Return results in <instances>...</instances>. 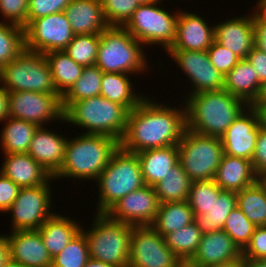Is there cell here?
I'll list each match as a JSON object with an SVG mask.
<instances>
[{"mask_svg": "<svg viewBox=\"0 0 266 267\" xmlns=\"http://www.w3.org/2000/svg\"><path fill=\"white\" fill-rule=\"evenodd\" d=\"M72 0H29L27 25L40 17L63 12Z\"/></svg>", "mask_w": 266, "mask_h": 267, "instance_id": "obj_46", "label": "cell"}, {"mask_svg": "<svg viewBox=\"0 0 266 267\" xmlns=\"http://www.w3.org/2000/svg\"><path fill=\"white\" fill-rule=\"evenodd\" d=\"M90 259L88 242L80 231L63 249L52 258L51 267H85Z\"/></svg>", "mask_w": 266, "mask_h": 267, "instance_id": "obj_39", "label": "cell"}, {"mask_svg": "<svg viewBox=\"0 0 266 267\" xmlns=\"http://www.w3.org/2000/svg\"><path fill=\"white\" fill-rule=\"evenodd\" d=\"M242 257L266 259V226H256L249 244L242 251Z\"/></svg>", "mask_w": 266, "mask_h": 267, "instance_id": "obj_48", "label": "cell"}, {"mask_svg": "<svg viewBox=\"0 0 266 267\" xmlns=\"http://www.w3.org/2000/svg\"><path fill=\"white\" fill-rule=\"evenodd\" d=\"M7 234L9 260L24 267H51L52 257L39 230L11 231Z\"/></svg>", "mask_w": 266, "mask_h": 267, "instance_id": "obj_18", "label": "cell"}, {"mask_svg": "<svg viewBox=\"0 0 266 267\" xmlns=\"http://www.w3.org/2000/svg\"><path fill=\"white\" fill-rule=\"evenodd\" d=\"M237 206L254 225L266 226V180L237 192Z\"/></svg>", "mask_w": 266, "mask_h": 267, "instance_id": "obj_33", "label": "cell"}, {"mask_svg": "<svg viewBox=\"0 0 266 267\" xmlns=\"http://www.w3.org/2000/svg\"><path fill=\"white\" fill-rule=\"evenodd\" d=\"M68 137L48 131L44 126L35 130L28 154L54 177L62 167Z\"/></svg>", "mask_w": 266, "mask_h": 267, "instance_id": "obj_20", "label": "cell"}, {"mask_svg": "<svg viewBox=\"0 0 266 267\" xmlns=\"http://www.w3.org/2000/svg\"><path fill=\"white\" fill-rule=\"evenodd\" d=\"M180 262L151 225L133 226L128 267H177Z\"/></svg>", "mask_w": 266, "mask_h": 267, "instance_id": "obj_12", "label": "cell"}, {"mask_svg": "<svg viewBox=\"0 0 266 267\" xmlns=\"http://www.w3.org/2000/svg\"><path fill=\"white\" fill-rule=\"evenodd\" d=\"M253 66L258 75L260 83L266 81V53L255 46L246 58Z\"/></svg>", "mask_w": 266, "mask_h": 267, "instance_id": "obj_50", "label": "cell"}, {"mask_svg": "<svg viewBox=\"0 0 266 267\" xmlns=\"http://www.w3.org/2000/svg\"><path fill=\"white\" fill-rule=\"evenodd\" d=\"M119 147V140L101 134L82 133L68 138L62 167L54 179H92L95 182Z\"/></svg>", "mask_w": 266, "mask_h": 267, "instance_id": "obj_3", "label": "cell"}, {"mask_svg": "<svg viewBox=\"0 0 266 267\" xmlns=\"http://www.w3.org/2000/svg\"><path fill=\"white\" fill-rule=\"evenodd\" d=\"M255 228L256 225L245 216L238 206L230 212L223 226V230L232 238L241 251L249 244Z\"/></svg>", "mask_w": 266, "mask_h": 267, "instance_id": "obj_42", "label": "cell"}, {"mask_svg": "<svg viewBox=\"0 0 266 267\" xmlns=\"http://www.w3.org/2000/svg\"><path fill=\"white\" fill-rule=\"evenodd\" d=\"M53 179L42 185L20 188L18 196L6 211L12 214L11 231L38 230L55 214L50 207L53 194L50 185Z\"/></svg>", "mask_w": 266, "mask_h": 267, "instance_id": "obj_11", "label": "cell"}, {"mask_svg": "<svg viewBox=\"0 0 266 267\" xmlns=\"http://www.w3.org/2000/svg\"><path fill=\"white\" fill-rule=\"evenodd\" d=\"M237 206V192L222 191L214 199L209 211L202 215H194V222L202 234L223 230L227 216Z\"/></svg>", "mask_w": 266, "mask_h": 267, "instance_id": "obj_34", "label": "cell"}, {"mask_svg": "<svg viewBox=\"0 0 266 267\" xmlns=\"http://www.w3.org/2000/svg\"><path fill=\"white\" fill-rule=\"evenodd\" d=\"M0 135V145L4 154L28 153L32 136L37 125L22 119L7 117Z\"/></svg>", "mask_w": 266, "mask_h": 267, "instance_id": "obj_31", "label": "cell"}, {"mask_svg": "<svg viewBox=\"0 0 266 267\" xmlns=\"http://www.w3.org/2000/svg\"><path fill=\"white\" fill-rule=\"evenodd\" d=\"M0 83L7 92L59 94L45 54L26 49L0 70Z\"/></svg>", "mask_w": 266, "mask_h": 267, "instance_id": "obj_8", "label": "cell"}, {"mask_svg": "<svg viewBox=\"0 0 266 267\" xmlns=\"http://www.w3.org/2000/svg\"><path fill=\"white\" fill-rule=\"evenodd\" d=\"M129 110L99 95L75 101L63 111L65 123L85 129L84 134H101L121 141Z\"/></svg>", "mask_w": 266, "mask_h": 267, "instance_id": "obj_4", "label": "cell"}, {"mask_svg": "<svg viewBox=\"0 0 266 267\" xmlns=\"http://www.w3.org/2000/svg\"><path fill=\"white\" fill-rule=\"evenodd\" d=\"M128 75V76H127ZM129 74L103 72L100 95L112 102L125 106L129 111L134 109L146 96L133 90Z\"/></svg>", "mask_w": 266, "mask_h": 267, "instance_id": "obj_29", "label": "cell"}, {"mask_svg": "<svg viewBox=\"0 0 266 267\" xmlns=\"http://www.w3.org/2000/svg\"><path fill=\"white\" fill-rule=\"evenodd\" d=\"M263 113L248 106L221 137L224 154L252 160Z\"/></svg>", "mask_w": 266, "mask_h": 267, "instance_id": "obj_17", "label": "cell"}, {"mask_svg": "<svg viewBox=\"0 0 266 267\" xmlns=\"http://www.w3.org/2000/svg\"><path fill=\"white\" fill-rule=\"evenodd\" d=\"M213 180L223 191L239 192L258 178L250 160L224 154Z\"/></svg>", "mask_w": 266, "mask_h": 267, "instance_id": "obj_25", "label": "cell"}, {"mask_svg": "<svg viewBox=\"0 0 266 267\" xmlns=\"http://www.w3.org/2000/svg\"><path fill=\"white\" fill-rule=\"evenodd\" d=\"M191 179L178 162L154 188L160 204L188 200Z\"/></svg>", "mask_w": 266, "mask_h": 267, "instance_id": "obj_35", "label": "cell"}, {"mask_svg": "<svg viewBox=\"0 0 266 267\" xmlns=\"http://www.w3.org/2000/svg\"><path fill=\"white\" fill-rule=\"evenodd\" d=\"M245 267H266V259L245 258Z\"/></svg>", "mask_w": 266, "mask_h": 267, "instance_id": "obj_57", "label": "cell"}, {"mask_svg": "<svg viewBox=\"0 0 266 267\" xmlns=\"http://www.w3.org/2000/svg\"><path fill=\"white\" fill-rule=\"evenodd\" d=\"M186 128L185 104L179 109L172 108L145 97L129 111L120 147L138 153L178 145Z\"/></svg>", "mask_w": 266, "mask_h": 267, "instance_id": "obj_1", "label": "cell"}, {"mask_svg": "<svg viewBox=\"0 0 266 267\" xmlns=\"http://www.w3.org/2000/svg\"><path fill=\"white\" fill-rule=\"evenodd\" d=\"M2 267H24L18 263L8 260Z\"/></svg>", "mask_w": 266, "mask_h": 267, "instance_id": "obj_60", "label": "cell"}, {"mask_svg": "<svg viewBox=\"0 0 266 267\" xmlns=\"http://www.w3.org/2000/svg\"><path fill=\"white\" fill-rule=\"evenodd\" d=\"M177 267H201V266H197L192 264L190 261H181Z\"/></svg>", "mask_w": 266, "mask_h": 267, "instance_id": "obj_59", "label": "cell"}, {"mask_svg": "<svg viewBox=\"0 0 266 267\" xmlns=\"http://www.w3.org/2000/svg\"><path fill=\"white\" fill-rule=\"evenodd\" d=\"M254 46L266 53V22L253 12Z\"/></svg>", "mask_w": 266, "mask_h": 267, "instance_id": "obj_51", "label": "cell"}, {"mask_svg": "<svg viewBox=\"0 0 266 267\" xmlns=\"http://www.w3.org/2000/svg\"><path fill=\"white\" fill-rule=\"evenodd\" d=\"M29 0H0L1 16L8 23L25 28L27 26Z\"/></svg>", "mask_w": 266, "mask_h": 267, "instance_id": "obj_45", "label": "cell"}, {"mask_svg": "<svg viewBox=\"0 0 266 267\" xmlns=\"http://www.w3.org/2000/svg\"><path fill=\"white\" fill-rule=\"evenodd\" d=\"M167 54L190 80L189 95L223 89L224 76L211 64L207 50H167Z\"/></svg>", "mask_w": 266, "mask_h": 267, "instance_id": "obj_15", "label": "cell"}, {"mask_svg": "<svg viewBox=\"0 0 266 267\" xmlns=\"http://www.w3.org/2000/svg\"><path fill=\"white\" fill-rule=\"evenodd\" d=\"M249 106L261 113L266 111V81L260 84L258 94Z\"/></svg>", "mask_w": 266, "mask_h": 267, "instance_id": "obj_52", "label": "cell"}, {"mask_svg": "<svg viewBox=\"0 0 266 267\" xmlns=\"http://www.w3.org/2000/svg\"><path fill=\"white\" fill-rule=\"evenodd\" d=\"M0 172L20 188L42 185L52 176L28 153L4 154Z\"/></svg>", "mask_w": 266, "mask_h": 267, "instance_id": "obj_23", "label": "cell"}, {"mask_svg": "<svg viewBox=\"0 0 266 267\" xmlns=\"http://www.w3.org/2000/svg\"><path fill=\"white\" fill-rule=\"evenodd\" d=\"M214 41L246 59L254 47L253 12L214 24Z\"/></svg>", "mask_w": 266, "mask_h": 267, "instance_id": "obj_21", "label": "cell"}, {"mask_svg": "<svg viewBox=\"0 0 266 267\" xmlns=\"http://www.w3.org/2000/svg\"><path fill=\"white\" fill-rule=\"evenodd\" d=\"M161 1L139 5L123 27L143 45L158 44L167 51L175 41L179 12L160 8Z\"/></svg>", "mask_w": 266, "mask_h": 267, "instance_id": "obj_10", "label": "cell"}, {"mask_svg": "<svg viewBox=\"0 0 266 267\" xmlns=\"http://www.w3.org/2000/svg\"><path fill=\"white\" fill-rule=\"evenodd\" d=\"M159 206L155 188L145 184L117 201L106 214L113 220L133 226L152 225Z\"/></svg>", "mask_w": 266, "mask_h": 267, "instance_id": "obj_16", "label": "cell"}, {"mask_svg": "<svg viewBox=\"0 0 266 267\" xmlns=\"http://www.w3.org/2000/svg\"><path fill=\"white\" fill-rule=\"evenodd\" d=\"M144 45L124 27L108 26L100 33L95 65L103 72L142 74L148 70Z\"/></svg>", "mask_w": 266, "mask_h": 267, "instance_id": "obj_5", "label": "cell"}, {"mask_svg": "<svg viewBox=\"0 0 266 267\" xmlns=\"http://www.w3.org/2000/svg\"><path fill=\"white\" fill-rule=\"evenodd\" d=\"M57 92L63 96L82 76L84 66L77 64L64 50L45 54Z\"/></svg>", "mask_w": 266, "mask_h": 267, "instance_id": "obj_30", "label": "cell"}, {"mask_svg": "<svg viewBox=\"0 0 266 267\" xmlns=\"http://www.w3.org/2000/svg\"><path fill=\"white\" fill-rule=\"evenodd\" d=\"M91 229L85 234L90 258L116 267H128L133 225L111 219L106 213L94 215Z\"/></svg>", "mask_w": 266, "mask_h": 267, "instance_id": "obj_7", "label": "cell"}, {"mask_svg": "<svg viewBox=\"0 0 266 267\" xmlns=\"http://www.w3.org/2000/svg\"><path fill=\"white\" fill-rule=\"evenodd\" d=\"M136 154L145 184L153 187L179 162L178 145L140 151Z\"/></svg>", "mask_w": 266, "mask_h": 267, "instance_id": "obj_26", "label": "cell"}, {"mask_svg": "<svg viewBox=\"0 0 266 267\" xmlns=\"http://www.w3.org/2000/svg\"><path fill=\"white\" fill-rule=\"evenodd\" d=\"M138 3H139V5H141V4H148V3H151V2H153V1H155V0H136Z\"/></svg>", "mask_w": 266, "mask_h": 267, "instance_id": "obj_61", "label": "cell"}, {"mask_svg": "<svg viewBox=\"0 0 266 267\" xmlns=\"http://www.w3.org/2000/svg\"><path fill=\"white\" fill-rule=\"evenodd\" d=\"M96 183L99 201L95 212L106 213L121 198L145 185L137 154L119 147Z\"/></svg>", "mask_w": 266, "mask_h": 267, "instance_id": "obj_6", "label": "cell"}, {"mask_svg": "<svg viewBox=\"0 0 266 267\" xmlns=\"http://www.w3.org/2000/svg\"><path fill=\"white\" fill-rule=\"evenodd\" d=\"M20 187L0 172V212L6 211L18 196Z\"/></svg>", "mask_w": 266, "mask_h": 267, "instance_id": "obj_49", "label": "cell"}, {"mask_svg": "<svg viewBox=\"0 0 266 267\" xmlns=\"http://www.w3.org/2000/svg\"><path fill=\"white\" fill-rule=\"evenodd\" d=\"M183 103L187 129L206 136L222 137L226 129L249 106L225 89L188 95Z\"/></svg>", "mask_w": 266, "mask_h": 267, "instance_id": "obj_2", "label": "cell"}, {"mask_svg": "<svg viewBox=\"0 0 266 267\" xmlns=\"http://www.w3.org/2000/svg\"><path fill=\"white\" fill-rule=\"evenodd\" d=\"M8 117V92L0 84V121Z\"/></svg>", "mask_w": 266, "mask_h": 267, "instance_id": "obj_53", "label": "cell"}, {"mask_svg": "<svg viewBox=\"0 0 266 267\" xmlns=\"http://www.w3.org/2000/svg\"><path fill=\"white\" fill-rule=\"evenodd\" d=\"M100 2L108 26L123 27L139 6L136 0H100Z\"/></svg>", "mask_w": 266, "mask_h": 267, "instance_id": "obj_43", "label": "cell"}, {"mask_svg": "<svg viewBox=\"0 0 266 267\" xmlns=\"http://www.w3.org/2000/svg\"><path fill=\"white\" fill-rule=\"evenodd\" d=\"M178 151L179 162L192 182L214 179L224 155L220 137L201 135L187 128Z\"/></svg>", "mask_w": 266, "mask_h": 267, "instance_id": "obj_9", "label": "cell"}, {"mask_svg": "<svg viewBox=\"0 0 266 267\" xmlns=\"http://www.w3.org/2000/svg\"><path fill=\"white\" fill-rule=\"evenodd\" d=\"M256 9L253 7V12L263 21L266 22V0H257Z\"/></svg>", "mask_w": 266, "mask_h": 267, "instance_id": "obj_55", "label": "cell"}, {"mask_svg": "<svg viewBox=\"0 0 266 267\" xmlns=\"http://www.w3.org/2000/svg\"><path fill=\"white\" fill-rule=\"evenodd\" d=\"M9 260V249L7 242V235L0 234V267H2Z\"/></svg>", "mask_w": 266, "mask_h": 267, "instance_id": "obj_54", "label": "cell"}, {"mask_svg": "<svg viewBox=\"0 0 266 267\" xmlns=\"http://www.w3.org/2000/svg\"><path fill=\"white\" fill-rule=\"evenodd\" d=\"M252 165L258 179L266 180V124L262 119L256 141Z\"/></svg>", "mask_w": 266, "mask_h": 267, "instance_id": "obj_47", "label": "cell"}, {"mask_svg": "<svg viewBox=\"0 0 266 267\" xmlns=\"http://www.w3.org/2000/svg\"><path fill=\"white\" fill-rule=\"evenodd\" d=\"M211 64L225 76L241 60L231 50L213 41L207 50Z\"/></svg>", "mask_w": 266, "mask_h": 267, "instance_id": "obj_44", "label": "cell"}, {"mask_svg": "<svg viewBox=\"0 0 266 267\" xmlns=\"http://www.w3.org/2000/svg\"><path fill=\"white\" fill-rule=\"evenodd\" d=\"M25 49L24 28L0 22V70Z\"/></svg>", "mask_w": 266, "mask_h": 267, "instance_id": "obj_38", "label": "cell"}, {"mask_svg": "<svg viewBox=\"0 0 266 267\" xmlns=\"http://www.w3.org/2000/svg\"><path fill=\"white\" fill-rule=\"evenodd\" d=\"M180 10L175 41L168 50H208L214 41V25L209 26L199 14Z\"/></svg>", "mask_w": 266, "mask_h": 267, "instance_id": "obj_19", "label": "cell"}, {"mask_svg": "<svg viewBox=\"0 0 266 267\" xmlns=\"http://www.w3.org/2000/svg\"><path fill=\"white\" fill-rule=\"evenodd\" d=\"M263 120H264V123L266 124V111L263 112Z\"/></svg>", "mask_w": 266, "mask_h": 267, "instance_id": "obj_62", "label": "cell"}, {"mask_svg": "<svg viewBox=\"0 0 266 267\" xmlns=\"http://www.w3.org/2000/svg\"><path fill=\"white\" fill-rule=\"evenodd\" d=\"M194 221V213L187 200L160 204L155 222L151 225L159 234H167Z\"/></svg>", "mask_w": 266, "mask_h": 267, "instance_id": "obj_32", "label": "cell"}, {"mask_svg": "<svg viewBox=\"0 0 266 267\" xmlns=\"http://www.w3.org/2000/svg\"><path fill=\"white\" fill-rule=\"evenodd\" d=\"M202 235L201 229L193 221L167 234L164 239L166 245L181 261H190L198 249Z\"/></svg>", "mask_w": 266, "mask_h": 267, "instance_id": "obj_37", "label": "cell"}, {"mask_svg": "<svg viewBox=\"0 0 266 267\" xmlns=\"http://www.w3.org/2000/svg\"><path fill=\"white\" fill-rule=\"evenodd\" d=\"M209 267H245V258L241 257L237 260H233L231 262L212 265Z\"/></svg>", "mask_w": 266, "mask_h": 267, "instance_id": "obj_56", "label": "cell"}, {"mask_svg": "<svg viewBox=\"0 0 266 267\" xmlns=\"http://www.w3.org/2000/svg\"><path fill=\"white\" fill-rule=\"evenodd\" d=\"M103 71L96 65L84 67L82 76L62 96L63 111L73 102L99 96Z\"/></svg>", "mask_w": 266, "mask_h": 267, "instance_id": "obj_36", "label": "cell"}, {"mask_svg": "<svg viewBox=\"0 0 266 267\" xmlns=\"http://www.w3.org/2000/svg\"><path fill=\"white\" fill-rule=\"evenodd\" d=\"M242 257V251L224 231L202 235L198 249L190 262L201 267L222 264Z\"/></svg>", "mask_w": 266, "mask_h": 267, "instance_id": "obj_22", "label": "cell"}, {"mask_svg": "<svg viewBox=\"0 0 266 267\" xmlns=\"http://www.w3.org/2000/svg\"><path fill=\"white\" fill-rule=\"evenodd\" d=\"M64 12H57L31 21L24 28L25 49L46 54L64 50L74 37Z\"/></svg>", "mask_w": 266, "mask_h": 267, "instance_id": "obj_14", "label": "cell"}, {"mask_svg": "<svg viewBox=\"0 0 266 267\" xmlns=\"http://www.w3.org/2000/svg\"><path fill=\"white\" fill-rule=\"evenodd\" d=\"M63 12L75 35L100 34L108 27L100 0H72Z\"/></svg>", "mask_w": 266, "mask_h": 267, "instance_id": "obj_24", "label": "cell"}, {"mask_svg": "<svg viewBox=\"0 0 266 267\" xmlns=\"http://www.w3.org/2000/svg\"><path fill=\"white\" fill-rule=\"evenodd\" d=\"M8 116L38 127L52 120L64 122L62 96L30 91L8 92Z\"/></svg>", "mask_w": 266, "mask_h": 267, "instance_id": "obj_13", "label": "cell"}, {"mask_svg": "<svg viewBox=\"0 0 266 267\" xmlns=\"http://www.w3.org/2000/svg\"><path fill=\"white\" fill-rule=\"evenodd\" d=\"M85 267H116V266L90 258L86 263Z\"/></svg>", "mask_w": 266, "mask_h": 267, "instance_id": "obj_58", "label": "cell"}, {"mask_svg": "<svg viewBox=\"0 0 266 267\" xmlns=\"http://www.w3.org/2000/svg\"><path fill=\"white\" fill-rule=\"evenodd\" d=\"M100 34L74 35L64 51L77 63L84 67L96 63Z\"/></svg>", "mask_w": 266, "mask_h": 267, "instance_id": "obj_40", "label": "cell"}, {"mask_svg": "<svg viewBox=\"0 0 266 267\" xmlns=\"http://www.w3.org/2000/svg\"><path fill=\"white\" fill-rule=\"evenodd\" d=\"M82 225L70 217L55 214L47 219L39 232L43 244L53 258L81 231Z\"/></svg>", "mask_w": 266, "mask_h": 267, "instance_id": "obj_27", "label": "cell"}, {"mask_svg": "<svg viewBox=\"0 0 266 267\" xmlns=\"http://www.w3.org/2000/svg\"><path fill=\"white\" fill-rule=\"evenodd\" d=\"M260 84L258 75L251 63L247 59H241L224 76L223 89L250 105L259 92Z\"/></svg>", "mask_w": 266, "mask_h": 267, "instance_id": "obj_28", "label": "cell"}, {"mask_svg": "<svg viewBox=\"0 0 266 267\" xmlns=\"http://www.w3.org/2000/svg\"><path fill=\"white\" fill-rule=\"evenodd\" d=\"M222 191L213 179L192 182L187 201L194 215L207 213L214 199H217Z\"/></svg>", "mask_w": 266, "mask_h": 267, "instance_id": "obj_41", "label": "cell"}]
</instances>
